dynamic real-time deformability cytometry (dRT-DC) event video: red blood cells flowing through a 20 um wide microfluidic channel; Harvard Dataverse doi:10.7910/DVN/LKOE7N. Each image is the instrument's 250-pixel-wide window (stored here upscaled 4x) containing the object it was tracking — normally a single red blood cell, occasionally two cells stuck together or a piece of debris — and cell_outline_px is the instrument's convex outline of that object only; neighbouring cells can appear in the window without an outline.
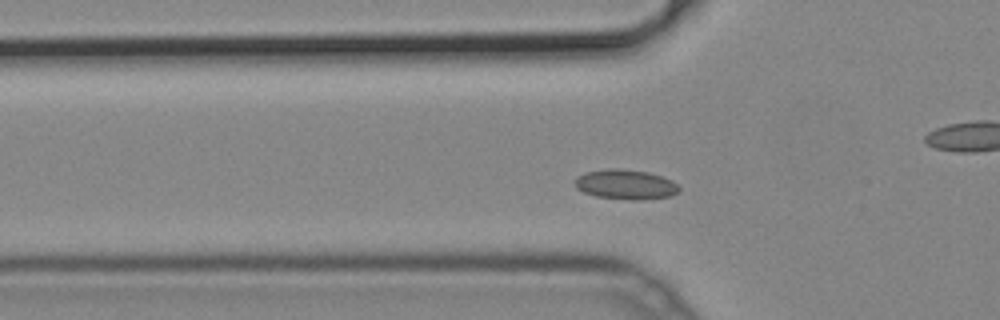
{"species": "common noctule bat (a hibernating species)", "species_latin": "Nyctalus noctula", "temperature_condition": "cold", "stored_images_in_passage": 49, "camera_frame_rate_fps": 3000, "um_per_image_px": 0.085, "animal": {"sex": "male", "body_mass_g": 19.2, "forearm_length_mm": 51.8}, "frame": {"image": 1, "passage_image": 13, "time_ms": 4.0, "image_size_px": [1000, 320], "cell_outline_px": [[680, 192], [672, 196], [640, 200], [632, 200], [596, 196], [584, 192], [576, 188], [576, 176], [584, 172], [608, 168], [620, 168], [648, 172], [672, 180], [680, 188]], "centroid_in_image_um": [53.19, 15.67], "position_along_channel_um": 72.6, "area_um2": 18.21}}
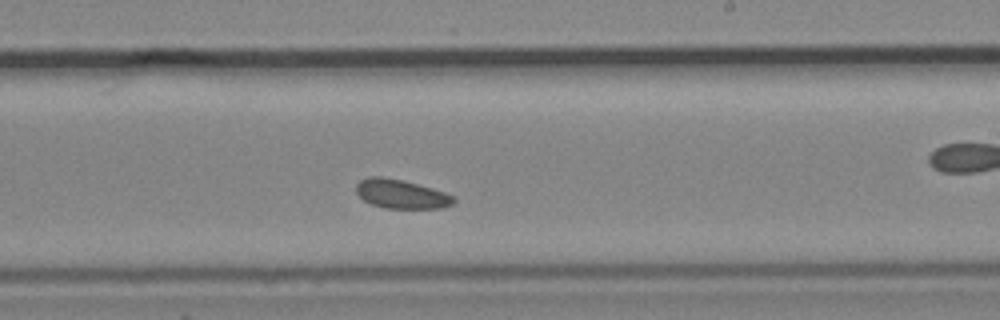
{"frame": {"image": 2, "passage_image": 27, "time_ms": 8.667, "image_size_px": [1000, 320], "cell_outline_px": [[456, 200], [452, 204], [440, 208], [384, 208], [372, 204], [364, 200], [356, 192], [356, 184], [360, 180], [372, 176], [384, 176], [404, 180], [432, 188], [456, 196]], "centroid_in_image_um": [34.11, 16.48], "position_along_channel_um": 254.9, "area_um2": 16.53}}
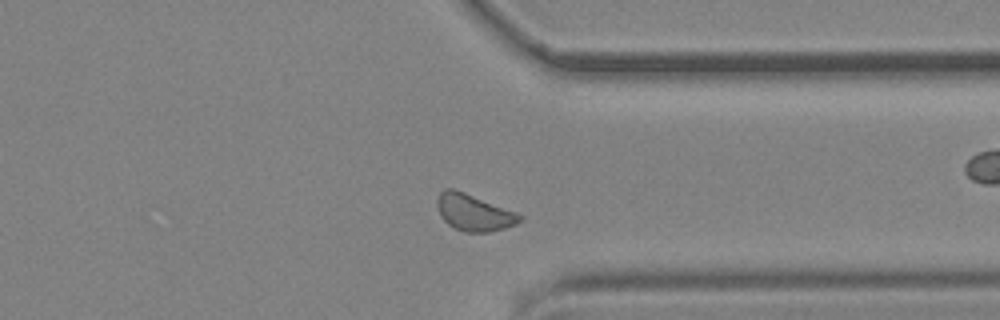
{"frame": {"image": 3, "passage_image": 36, "time_ms": 11.667, "image_size_px": [1000, 320], "cell_outline_px": [[524, 220], [516, 224], [504, 228], [488, 232], [464, 232], [448, 224], [440, 216], [436, 204], [436, 200], [440, 192], [444, 188], [452, 188], [464, 192], [516, 212], [524, 216]], "centroid_in_image_um": [40.27, 18.06], "position_along_channel_um": 371.1, "area_um2": 17.63}}